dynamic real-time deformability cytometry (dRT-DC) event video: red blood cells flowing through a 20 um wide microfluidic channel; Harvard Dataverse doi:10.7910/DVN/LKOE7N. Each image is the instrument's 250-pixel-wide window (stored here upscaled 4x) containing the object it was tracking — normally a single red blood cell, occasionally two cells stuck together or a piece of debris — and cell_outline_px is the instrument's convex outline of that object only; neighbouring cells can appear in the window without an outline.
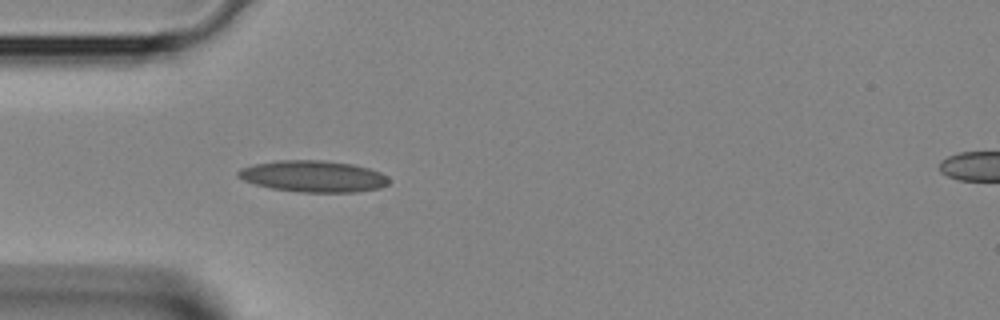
{"species": "Egyptian fruit bat (a non-hibernating species)", "species_latin": "Rousettus aegyptiacus", "temperature_condition": "room temperature", "stored_images_in_passage": 4, "segment_of_instrument_passage": [1, 2], "camera_frame_rate_fps": 3000, "um_per_image_px": 0.085, "animal": {"sex": "female"}, "frame": {"image": 1, "passage_image": 3, "time_ms": 0.667, "image_size_px": [1000, 320], "cell_outline_px": [[388, 184], [380, 188], [356, 192], [300, 192], [272, 188], [256, 184], [244, 180], [236, 176], [236, 172], [240, 168], [256, 164], [276, 160], [324, 160], [352, 164], [368, 168], [380, 172], [388, 176]], "centroid_in_image_um": [26.63, 14.98], "position_along_channel_um": 58.4, "area_um2": 27.63}}